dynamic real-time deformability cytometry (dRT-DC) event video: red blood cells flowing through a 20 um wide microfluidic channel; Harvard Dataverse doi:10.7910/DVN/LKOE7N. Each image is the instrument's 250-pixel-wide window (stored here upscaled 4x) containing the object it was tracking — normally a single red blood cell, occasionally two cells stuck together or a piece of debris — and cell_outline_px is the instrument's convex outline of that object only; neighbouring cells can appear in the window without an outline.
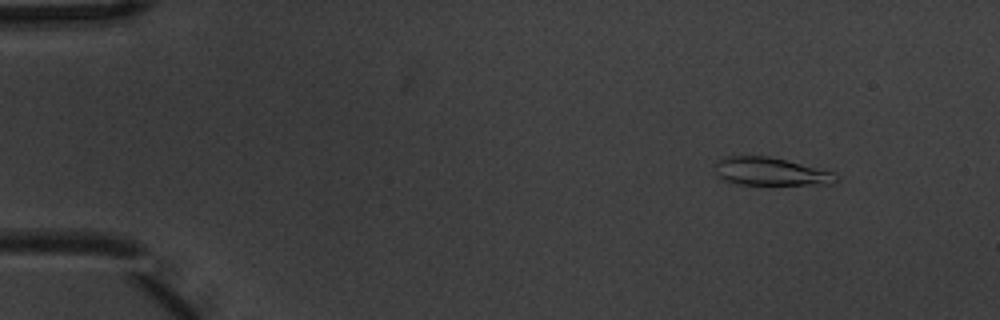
{"species": "common noctule bat (a hibernating species)", "species_latin": "Nyctalus noctula", "temperature_condition": "warm", "stored_images_in_passage": 5, "camera_frame_rate_fps": 3000, "um_per_image_px": 0.085, "animal": {"sex": "male", "body_mass_g": 20.1, "forearm_length_mm": 53.5}, "frame": {"image": 1, "passage_image": 2, "time_ms": 0.333, "image_size_px": [1000, 320], "cell_outline_px": [[840, 180], [832, 184], [740, 184], [724, 180], [716, 176], [716, 164], [724, 156], [768, 156], [788, 160], [836, 172], [840, 176]], "centroid_in_image_um": [65.58, 14.58], "position_along_channel_um": 19.4, "area_um2": 19.88}}